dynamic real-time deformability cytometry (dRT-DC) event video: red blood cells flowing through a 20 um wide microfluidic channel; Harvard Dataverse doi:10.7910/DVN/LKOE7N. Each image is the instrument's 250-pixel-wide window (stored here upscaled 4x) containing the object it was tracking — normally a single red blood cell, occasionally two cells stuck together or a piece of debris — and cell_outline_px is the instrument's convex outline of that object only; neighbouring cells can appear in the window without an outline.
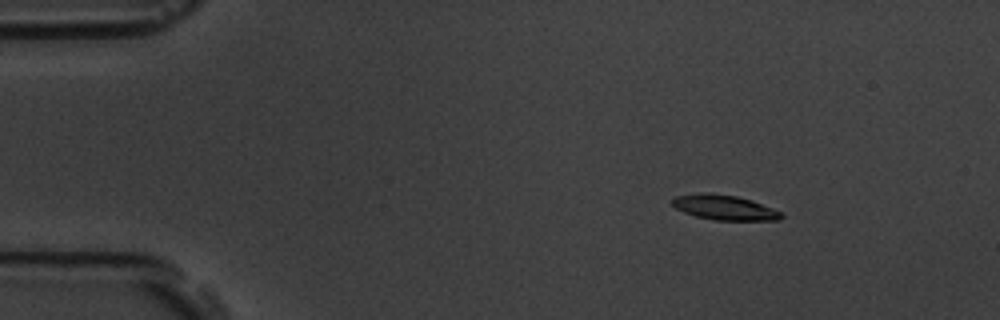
{"species": "common noctule bat (a hibernating species)", "species_latin": "Nyctalus noctula", "temperature_condition": "room temperature", "stored_images_in_passage": 4, "camera_frame_rate_fps": 3000, "um_per_image_px": 0.085, "animal": {"sex": "male", "body_mass_g": 19.5, "forearm_length_mm": 54.6}, "frame": {"image": 1, "passage_image": 2, "time_ms": 1.333, "image_size_px": [1000, 320], "cell_outline_px": [[784, 216], [780, 220], [716, 220], [696, 216], [684, 212], [676, 208], [672, 204], [672, 200], [676, 196], [704, 192], [736, 196], [752, 200], [772, 208], [780, 212]], "centroid_in_image_um": [61.58, 17.63], "position_along_channel_um": 23.4, "area_um2": 15.66}}